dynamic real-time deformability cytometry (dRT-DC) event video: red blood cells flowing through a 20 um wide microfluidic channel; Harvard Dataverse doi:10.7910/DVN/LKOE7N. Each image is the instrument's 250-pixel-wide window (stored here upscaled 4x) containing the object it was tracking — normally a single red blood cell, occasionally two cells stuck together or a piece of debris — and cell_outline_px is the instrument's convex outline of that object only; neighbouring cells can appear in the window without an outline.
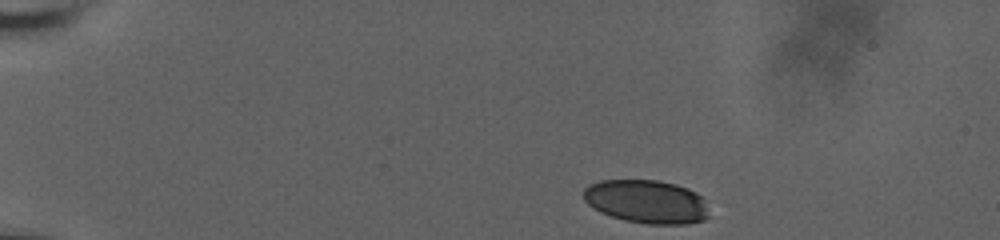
{"species": "human", "species_latin": "Homo sapiens", "temperature_condition": "room temperature", "stored_images_in_passage": 28, "camera_frame_rate_fps": 3000, "um_per_image_px": 0.085, "donor": {"sex": "male"}, "frame": {"image": 1, "passage_image": 1, "time_ms": 0.0, "image_size_px": [1000, 240], "cell_outline_px": [[712, 216], [704, 220], [688, 224], [648, 224], [624, 220], [600, 212], [592, 208], [584, 200], [584, 188], [588, 184], [600, 180], [656, 180], [676, 184], [688, 188], [696, 192], [704, 200]], "centroid_in_image_um": [54.98, 17.14], "position_along_channel_um": 30.0, "area_um2": 32.14}}
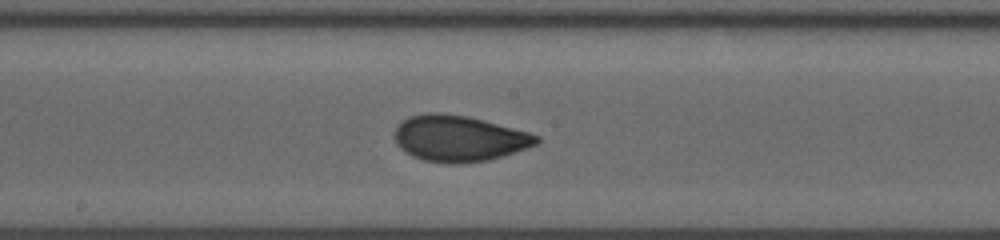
{"frame": {"image": 2, "passage_image": 13, "time_ms": 7.333, "image_size_px": [1000, 240], "cell_outline_px": [[540, 140], [536, 144], [528, 148], [488, 160], [456, 164], [448, 164], [424, 160], [412, 156], [400, 148], [396, 144], [396, 128], [408, 116], [424, 112], [440, 112], [468, 116], [484, 120], [528, 132], [540, 136]], "centroid_in_image_um": [39.01, 11.76], "position_along_channel_um": 209.2, "area_um2": 38.09}}
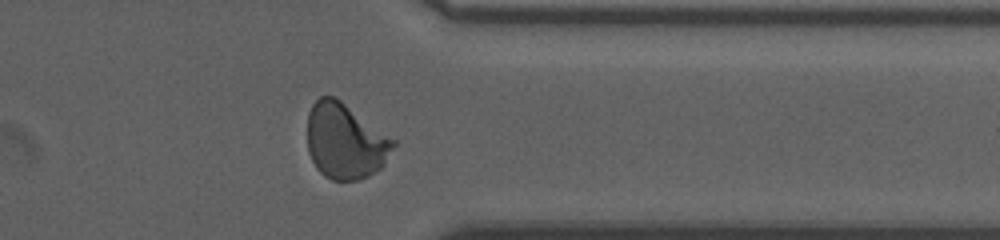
{"frame": {"image": 3, "passage_image": 24, "time_ms": 12.0, "image_size_px": [1000, 240], "cell_outline_px": [[396, 144], [384, 164], [380, 168], [368, 176], [360, 180], [332, 180], [324, 176], [316, 168], [308, 152], [308, 112], [312, 104], [320, 96], [336, 96], [396, 140]], "centroid_in_image_um": [29.34, 11.99], "position_along_channel_um": 382.1, "area_um2": 38.09}, "authors_computed_cell_mechanics": {"area_um2": 36.5007, "velocity_mm_per_s": 3.7674, "shape_relaxation_time_tau1_ms": 4.9205, "shape_relaxation_time_tau2_ms": 0.902, "deformation_change_tau1": 0.1625, "deformation_change_tau2": 0.0594}}